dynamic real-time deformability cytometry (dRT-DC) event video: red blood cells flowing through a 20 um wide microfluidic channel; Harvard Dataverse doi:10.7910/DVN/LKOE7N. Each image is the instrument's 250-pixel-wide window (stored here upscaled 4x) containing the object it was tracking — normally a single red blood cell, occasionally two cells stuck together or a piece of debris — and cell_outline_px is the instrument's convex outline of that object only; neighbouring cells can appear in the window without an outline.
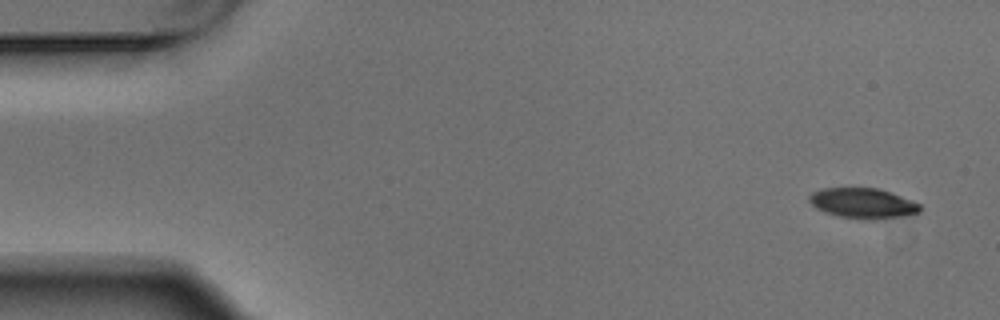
{"species": "Egyptian fruit bat (a non-hibernating species)", "species_latin": "Rousettus aegyptiacus", "temperature_condition": "warm", "stored_images_in_passage": 7, "camera_frame_rate_fps": 3000, "um_per_image_px": 0.085, "animal": {"sex": "male"}, "frame": {"image": 1, "passage_image": 1, "time_ms": 0.0, "image_size_px": [1000, 320], "cell_outline_px": [[920, 212], [912, 216], [872, 220], [840, 216], [824, 212], [816, 208], [808, 200], [808, 196], [812, 192], [824, 188], [876, 188], [900, 196], [920, 204]], "centroid_in_image_um": [73.36, 17.29], "position_along_channel_um": 11.6, "area_um2": 19.54}}
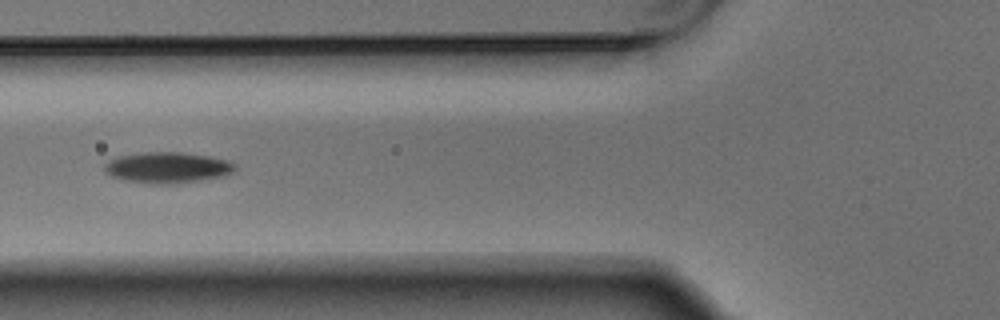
{"frame": {"image": 2, "passage_image": 6, "time_ms": 1.667, "image_size_px": [1000, 320], "cell_outline_px": [[236, 168], [232, 172], [224, 176], [200, 180], [172, 184], [148, 184], [128, 180], [112, 176], [104, 172], [104, 164], [108, 160], [116, 156], [140, 152], [180, 152], [208, 156], [228, 160], [236, 164]], "centroid_in_image_um": [14.21, 14.23], "position_along_channel_um": 111.6, "area_um2": 23.7}}
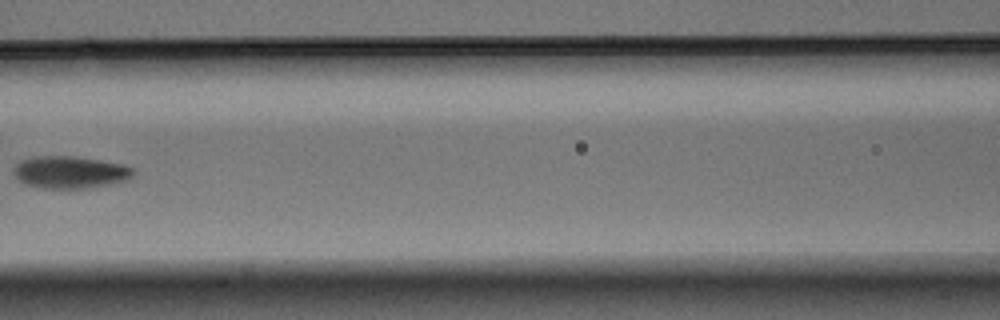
{"frame": {"image": 3, "passage_image": 7, "time_ms": 2.0, "image_size_px": [1000, 320], "cell_outline_px": [[136, 172], [128, 180], [112, 184], [88, 188], [40, 188], [24, 184], [16, 180], [12, 172], [12, 168], [20, 160], [32, 156], [72, 156], [100, 160], [124, 164], [132, 168]], "centroid_in_image_um": [5.92, 14.64], "position_along_channel_um": 160.7, "area_um2": 22.95}}